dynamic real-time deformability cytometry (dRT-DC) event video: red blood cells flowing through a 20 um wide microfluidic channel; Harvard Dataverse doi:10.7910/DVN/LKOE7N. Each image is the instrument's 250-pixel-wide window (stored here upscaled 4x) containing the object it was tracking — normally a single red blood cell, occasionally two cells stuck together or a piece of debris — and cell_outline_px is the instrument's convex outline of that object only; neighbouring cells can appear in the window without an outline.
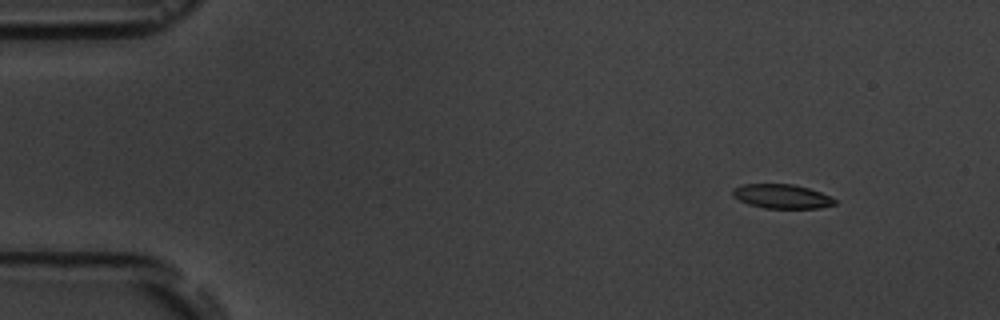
{"species": "common noctule bat (a hibernating species)", "species_latin": "Nyctalus noctula", "temperature_condition": "room temperature", "stored_images_in_passage": 3, "camera_frame_rate_fps": 3000, "um_per_image_px": 0.085, "animal": {"sex": "male", "body_mass_g": 19.5, "forearm_length_mm": 54.6}, "frame": {"image": 1, "passage_image": 1, "time_ms": 0.0, "image_size_px": [1000, 320], "cell_outline_px": [[836, 204], [820, 208], [764, 208], [748, 204], [732, 196], [732, 188], [744, 184], [792, 184], [808, 188], [820, 192], [836, 200]], "centroid_in_image_um": [66.43, 16.69], "position_along_channel_um": 18.6, "area_um2": 14.33}}
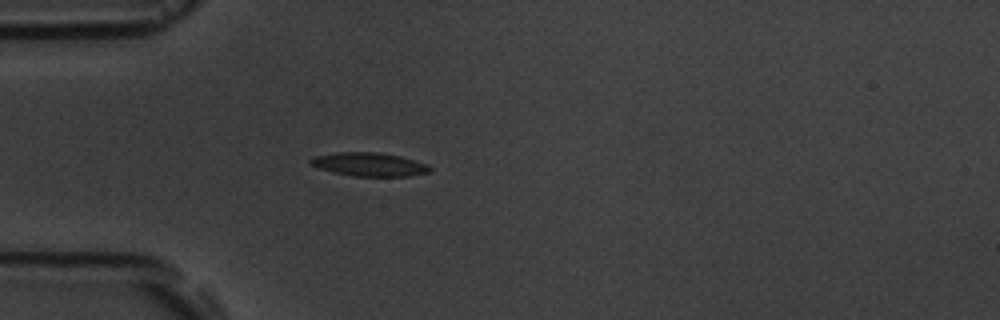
{"frame": {"image": 2, "passage_image": 3, "time_ms": 3.333, "image_size_px": [1000, 320], "cell_outline_px": [[432, 172], [408, 176], [352, 176], [320, 168], [308, 164], [308, 160], [312, 156], [336, 152], [380, 152], [400, 156], [428, 164], [432, 168]], "centroid_in_image_um": [31.39, 13.96], "position_along_channel_um": 53.6, "area_um2": 16.53}}